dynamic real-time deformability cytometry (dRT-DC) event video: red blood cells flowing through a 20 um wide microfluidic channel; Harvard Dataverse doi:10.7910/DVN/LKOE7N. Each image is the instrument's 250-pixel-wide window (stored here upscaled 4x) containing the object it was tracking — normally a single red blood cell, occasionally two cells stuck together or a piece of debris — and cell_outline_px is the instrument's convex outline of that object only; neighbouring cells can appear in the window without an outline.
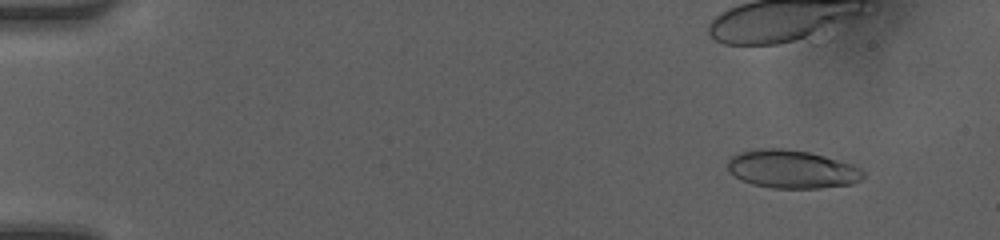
{"species": "human", "species_latin": "Homo sapiens", "temperature_condition": "room temperature", "stored_images_in_passage": 42, "camera_frame_rate_fps": 3000, "um_per_image_px": 0.085, "donor": {"sex": "female"}, "frame": {"image": 1, "passage_image": 5, "time_ms": 1.333, "image_size_px": [1000, 240], "cell_outline_px": [[864, 176], [860, 180], [852, 184], [820, 188], [772, 188], [752, 184], [728, 172], [724, 164], [736, 152], [760, 148], [784, 148], [808, 152], [824, 156], [852, 164], [860, 168], [864, 172]], "centroid_in_image_um": [67.27, 14.37], "position_along_channel_um": 17.7, "area_um2": 30.4}}